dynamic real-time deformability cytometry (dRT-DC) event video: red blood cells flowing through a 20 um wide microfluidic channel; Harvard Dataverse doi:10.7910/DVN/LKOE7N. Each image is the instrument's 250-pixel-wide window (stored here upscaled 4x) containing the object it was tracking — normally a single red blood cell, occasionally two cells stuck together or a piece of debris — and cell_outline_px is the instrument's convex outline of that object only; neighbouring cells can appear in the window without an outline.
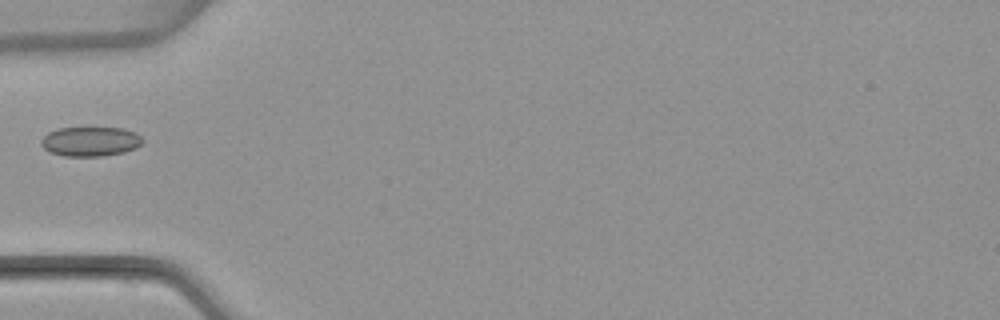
{"species": "common noctule bat (a hibernating species)", "species_latin": "Nyctalus noctula", "temperature_condition": "warm", "stored_images_in_passage": 6, "camera_frame_rate_fps": 3000, "um_per_image_px": 0.085, "animal": {"sex": "female", "body_mass_g": 22.7, "forearm_length_mm": 54.2}, "frame": {"image": 1, "passage_image": 5, "time_ms": 5.333, "image_size_px": [1000, 320], "cell_outline_px": [[144, 140], [136, 148], [124, 152], [104, 156], [64, 156], [52, 152], [44, 148], [40, 144], [40, 140], [48, 132], [60, 128], [120, 128], [136, 132]], "centroid_in_image_um": [7.69, 12.03], "position_along_channel_um": 77.3, "area_um2": 17.4}}
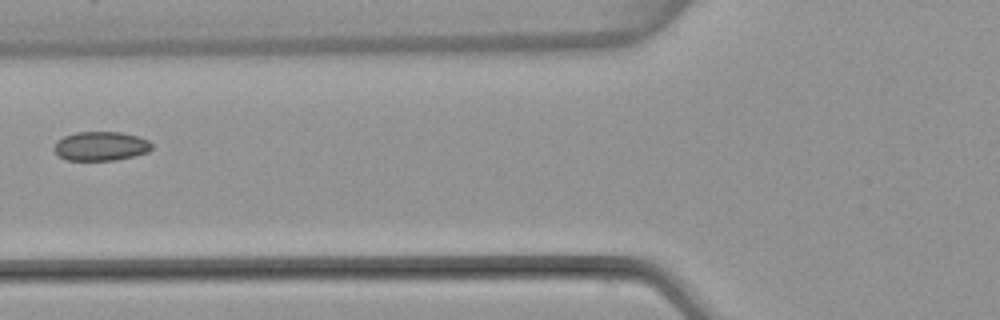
{"frame": {"image": 2, "passage_image": 6, "time_ms": 6.333, "image_size_px": [1000, 320], "cell_outline_px": [[152, 148], [148, 152], [116, 160], [68, 160], [60, 156], [52, 148], [56, 140], [64, 136], [76, 132], [120, 132], [136, 136], [148, 140], [152, 144]], "centroid_in_image_um": [8.54, 12.41], "position_along_channel_um": 117.3, "area_um2": 16.53}}